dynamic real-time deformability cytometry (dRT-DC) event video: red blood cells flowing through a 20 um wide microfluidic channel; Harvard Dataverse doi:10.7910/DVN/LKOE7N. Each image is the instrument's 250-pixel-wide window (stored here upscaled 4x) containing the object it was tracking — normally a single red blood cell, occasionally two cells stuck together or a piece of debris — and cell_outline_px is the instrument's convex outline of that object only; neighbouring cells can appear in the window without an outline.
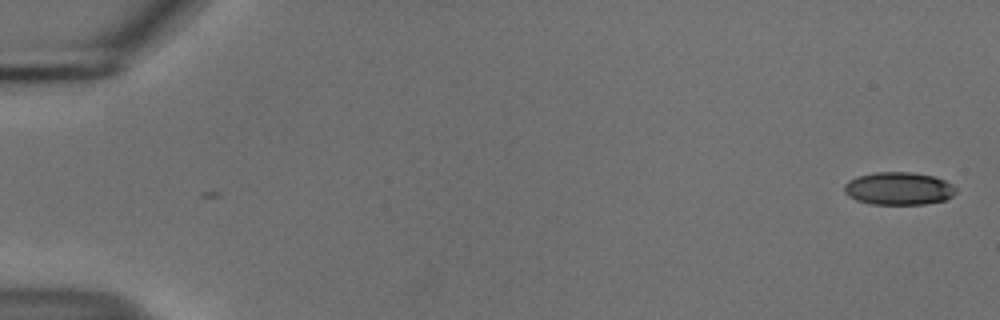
{"species": "common noctule bat (a hibernating species)", "species_latin": "Nyctalus noctula", "temperature_condition": "cold", "stored_images_in_passage": 2, "camera_frame_rate_fps": 3000, "um_per_image_px": 0.085, "animal": {"sex": "male", "body_mass_g": 18.8}, "frame": {"image": 1, "passage_image": 1, "time_ms": 0.0, "image_size_px": [1000, 320], "cell_outline_px": [[956, 192], [952, 196], [944, 200], [924, 204], [872, 204], [856, 200], [848, 196], [844, 192], [844, 184], [848, 180], [856, 176], [876, 172], [912, 172], [936, 176], [952, 184], [956, 188]], "centroid_in_image_um": [76.37, 16.01], "position_along_channel_um": 8.6, "area_um2": 21.5}}